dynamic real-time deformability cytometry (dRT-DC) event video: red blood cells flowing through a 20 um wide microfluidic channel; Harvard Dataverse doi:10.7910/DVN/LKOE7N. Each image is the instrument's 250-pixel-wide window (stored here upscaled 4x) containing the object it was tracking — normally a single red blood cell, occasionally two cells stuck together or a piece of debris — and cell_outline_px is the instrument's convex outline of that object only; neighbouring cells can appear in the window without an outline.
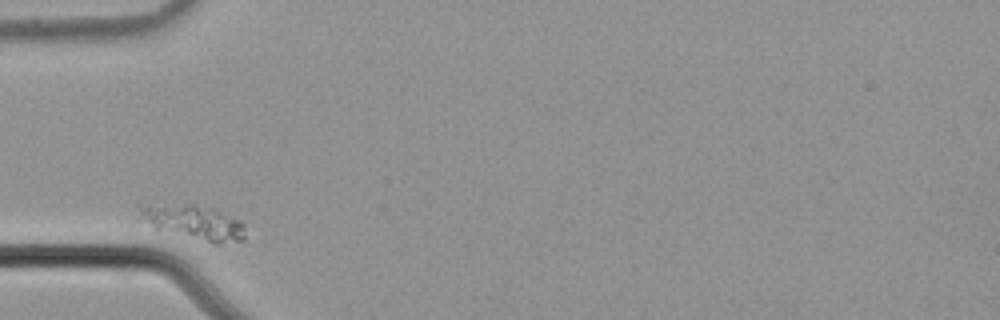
{"species": "common noctule bat (a hibernating species)", "species_latin": "Nyctalus noctula", "temperature_condition": "cold", "stored_images_in_passage": 3, "camera_frame_rate_fps": 3000, "um_per_image_px": 0.085, "animal": {"sex": "male", "body_mass_g": 21.5, "forearm_length_mm": 52.0}, "frame": {"image": 1, "passage_image": 1, "time_ms": 0.0, "image_size_px": [1000, 320], "cell_outline_px": [[244, 240], [220, 244], [212, 244], [156, 228], [136, 220], [136, 204], [192, 204], [216, 208], [240, 220], [244, 224]], "centroid_in_image_um": [16.38, 18.87], "position_along_channel_um": 68.6, "area_um2": 22.14}}
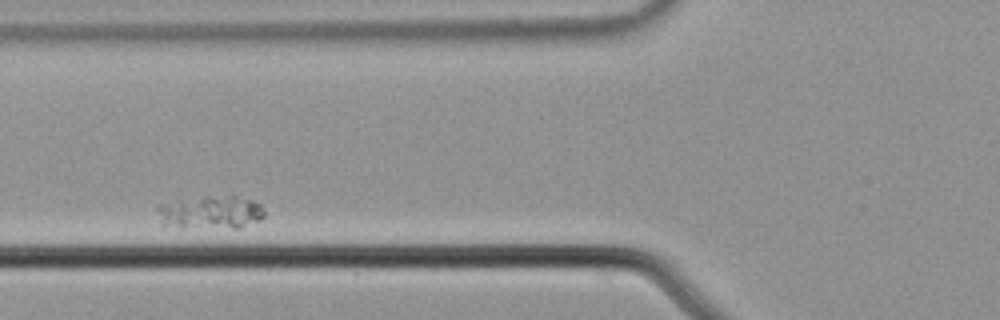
{"frame": {"image": 2, "passage_image": 2, "time_ms": 0.333, "image_size_px": [1000, 320], "cell_outline_px": [[264, 216], [260, 220], [240, 228], [180, 228], [164, 224], [156, 208], [160, 204], [180, 200], [204, 196], [236, 196], [252, 200], [260, 204], [264, 212]], "centroid_in_image_um": [17.93, 18.06], "position_along_channel_um": 107.9, "area_um2": 20.75}}